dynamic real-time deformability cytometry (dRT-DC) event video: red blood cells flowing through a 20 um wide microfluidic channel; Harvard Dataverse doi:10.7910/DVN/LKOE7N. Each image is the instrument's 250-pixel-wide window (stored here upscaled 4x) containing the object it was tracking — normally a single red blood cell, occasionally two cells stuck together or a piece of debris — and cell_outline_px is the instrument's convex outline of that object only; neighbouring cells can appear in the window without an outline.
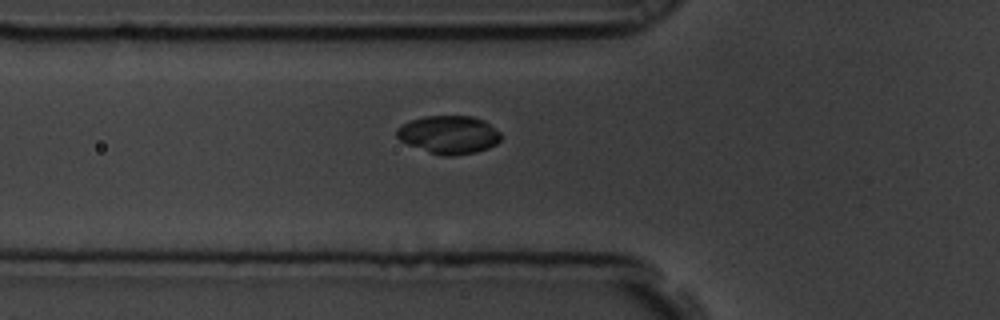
{"species": "common noctule bat (a hibernating species)", "species_latin": "Nyctalus noctula", "temperature_condition": "room temperature", "stored_images_in_passage": 43, "camera_frame_rate_fps": 3000, "um_per_image_px": 0.085, "animal": {"sex": "male", "body_mass_g": 19.5, "forearm_length_mm": 54.6}, "frame": {"image": 1, "passage_image": 9, "time_ms": 2.667, "image_size_px": [1000, 320], "cell_outline_px": [[500, 140], [496, 144], [488, 148], [476, 152], [452, 156], [444, 156], [428, 152], [408, 144], [400, 140], [396, 136], [396, 128], [400, 124], [424, 116], [472, 116], [484, 120], [500, 132]], "centroid_in_image_um": [38.13, 11.44], "position_along_channel_um": 87.7, "area_um2": 23.18}}
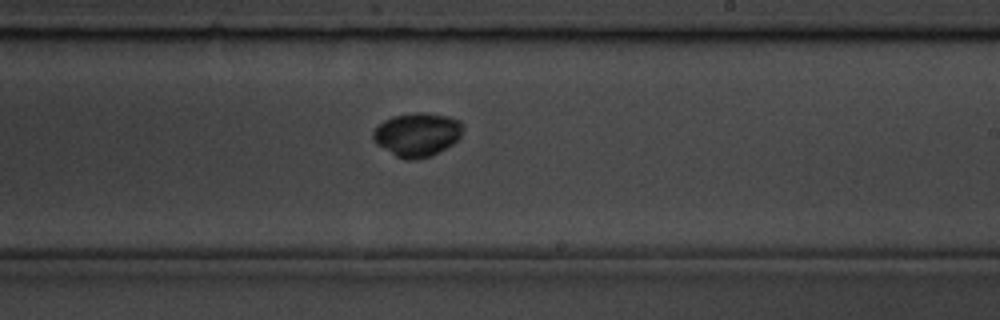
{"frame": {"image": 2, "passage_image": 23, "time_ms": 7.333, "image_size_px": [1000, 320], "cell_outline_px": [[464, 128], [460, 136], [452, 144], [432, 156], [416, 160], [404, 160], [396, 156], [376, 144], [372, 140], [372, 132], [384, 120], [392, 116], [416, 112], [424, 112], [448, 116], [460, 120], [464, 124]], "centroid_in_image_um": [35.46, 11.44], "position_along_channel_um": 253.5, "area_um2": 23.12}}
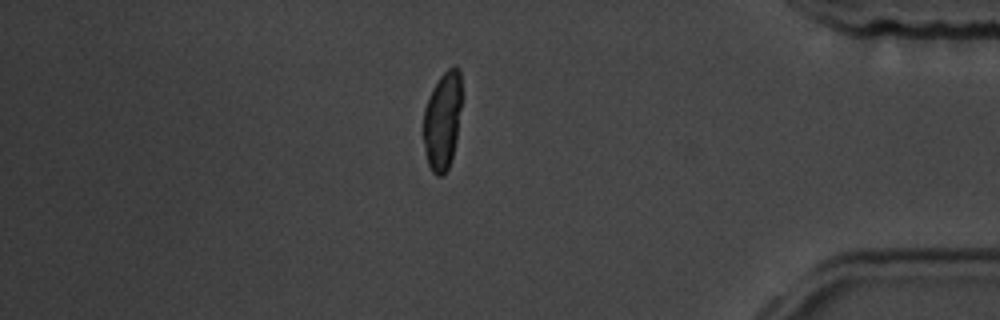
{"frame": {"image": 3, "passage_image": 38, "time_ms": 12.333, "image_size_px": [1000, 320], "cell_outline_px": [[460, 108], [456, 140], [452, 156], [448, 168], [440, 176], [436, 176], [432, 172], [428, 164], [424, 148], [424, 108], [432, 88], [440, 76], [448, 68], [456, 64], [460, 68]], "centroid_in_image_um": [37.6, 10.23], "position_along_channel_um": 397.6, "area_um2": 21.68}, "authors_computed_cell_mechanics": {"area_um2": 22.4842, "velocity_mm_per_s": 3.5492, "shape_relaxation_time_tau1_ms": 9.6745, "shape_relaxation_time_tau2_ms": null, "deformation_change_tau1": 0.2102, "deformation_change_tau2": null}}